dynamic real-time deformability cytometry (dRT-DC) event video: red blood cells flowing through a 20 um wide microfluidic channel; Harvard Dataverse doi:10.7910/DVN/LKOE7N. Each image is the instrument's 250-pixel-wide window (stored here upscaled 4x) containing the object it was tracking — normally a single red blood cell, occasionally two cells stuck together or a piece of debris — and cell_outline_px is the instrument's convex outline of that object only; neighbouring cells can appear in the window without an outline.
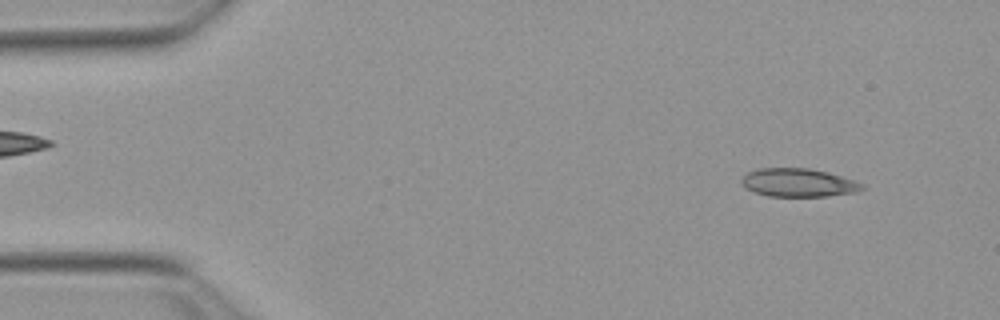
{"species": "Egyptian fruit bat (a non-hibernating species)", "species_latin": "Rousettus aegyptiacus", "temperature_condition": "warm", "stored_images_in_passage": 51, "camera_frame_rate_fps": 3000, "um_per_image_px": 0.085, "animal": {"sex": "female"}, "frame": {"image": 1, "passage_image": 4, "time_ms": 1.0, "image_size_px": [1000, 320], "cell_outline_px": [[864, 188], [856, 192], [828, 196], [768, 196], [744, 188], [740, 184], [740, 180], [748, 172], [756, 168], [808, 168], [828, 172], [856, 180], [864, 184]], "centroid_in_image_um": [67.85, 15.52], "position_along_channel_um": 17.1, "area_um2": 20.06}}
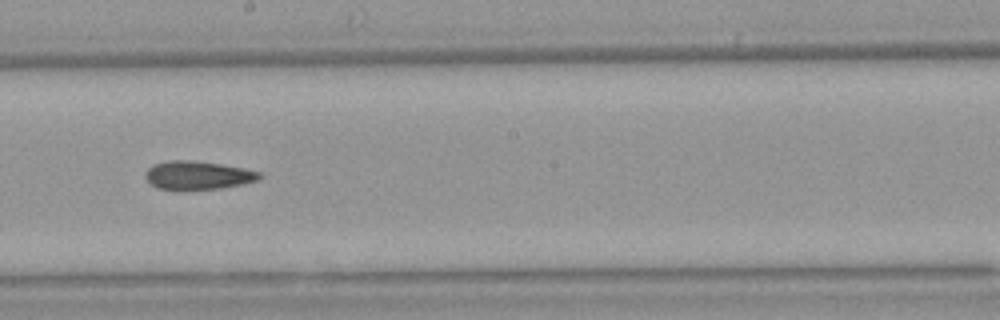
{"frame": {"image": 2, "passage_image": 28, "time_ms": 9.0, "image_size_px": [1000, 320], "cell_outline_px": [[264, 176], [260, 180], [244, 184], [220, 188], [156, 188], [144, 176], [144, 172], [152, 164], [168, 160], [192, 160], [220, 164], [244, 168], [264, 172]], "centroid_in_image_um": [16.88, 14.87], "position_along_channel_um": 231.3, "area_um2": 18.84}}
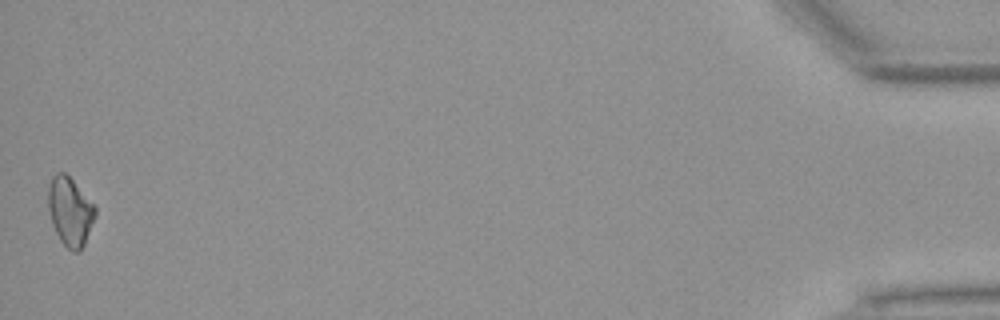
{"frame": {"image": 3, "passage_image": 51, "time_ms": 16.667, "image_size_px": [1000, 320], "cell_outline_px": [[96, 216], [84, 244], [80, 252], [72, 252], [60, 240], [52, 224], [48, 208], [48, 188], [52, 176], [56, 172], [64, 172], [72, 180], [96, 208]], "centroid_in_image_um": [5.94, 17.99], "position_along_channel_um": 429.3, "area_um2": 18.61}}